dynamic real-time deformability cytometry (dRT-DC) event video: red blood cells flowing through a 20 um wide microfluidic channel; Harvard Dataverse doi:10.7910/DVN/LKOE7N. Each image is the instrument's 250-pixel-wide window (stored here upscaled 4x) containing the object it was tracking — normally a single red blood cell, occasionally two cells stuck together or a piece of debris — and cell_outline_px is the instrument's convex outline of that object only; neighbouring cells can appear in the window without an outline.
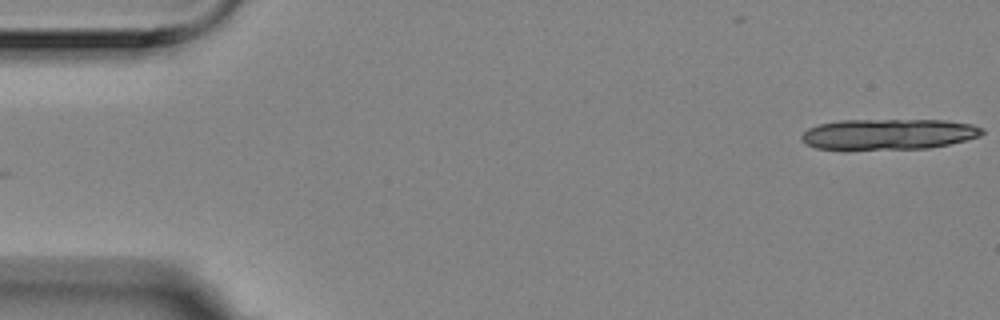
{"species": "Egyptian fruit bat (a non-hibernating species)", "species_latin": "Rousettus aegyptiacus", "temperature_condition": "room temperature", "stored_images_in_passage": 6, "segment_of_instrument_passage": [1, 2], "camera_frame_rate_fps": 3000, "um_per_image_px": 0.085, "animal": {"sex": "female"}, "frame": {"image": 1, "passage_image": 1, "time_ms": 0.0, "image_size_px": [1000, 320], "cell_outline_px": [[984, 132], [980, 136], [948, 144], [928, 148], [816, 148], [800, 140], [800, 136], [808, 128], [820, 124], [840, 120], [948, 120], [972, 124], [984, 128]], "centroid_in_image_um": [75.56, 11.38], "position_along_channel_um": 9.4, "area_um2": 31.85}}